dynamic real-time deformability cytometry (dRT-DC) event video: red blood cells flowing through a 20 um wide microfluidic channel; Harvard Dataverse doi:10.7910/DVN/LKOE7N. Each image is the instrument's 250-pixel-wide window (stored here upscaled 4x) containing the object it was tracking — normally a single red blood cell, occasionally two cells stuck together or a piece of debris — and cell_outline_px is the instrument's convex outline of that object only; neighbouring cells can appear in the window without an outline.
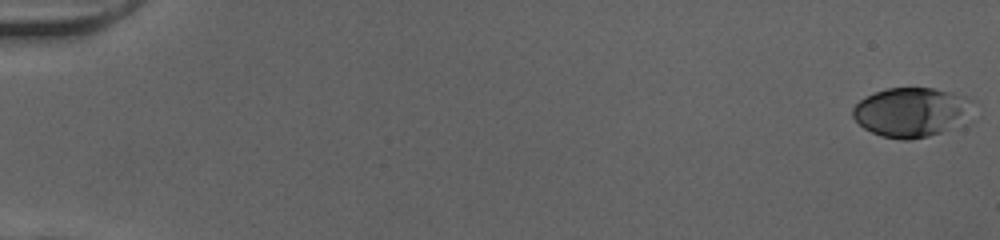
{"species": "human", "species_latin": "Homo sapiens", "temperature_condition": "cold", "stored_images_in_passage": 52, "camera_frame_rate_fps": 3000, "um_per_image_px": 0.085, "donor": {"sex": "female"}, "frame": {"image": 1, "passage_image": 1, "time_ms": 0.0, "image_size_px": [1000, 240], "cell_outline_px": [[980, 116], [976, 120], [928, 136], [908, 140], [900, 140], [880, 136], [864, 128], [852, 116], [852, 108], [860, 100], [876, 92], [888, 88], [932, 88], [952, 92], [968, 96], [976, 100]], "centroid_in_image_um": [77.69, 9.54], "position_along_channel_um": 7.3, "area_um2": 36.07}}
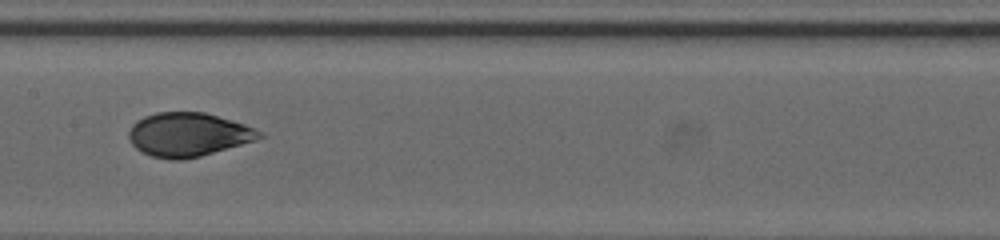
{"frame": {"image": 2, "passage_image": 28, "time_ms": 9.0, "image_size_px": [1000, 240], "cell_outline_px": [[264, 136], [256, 140], [200, 156], [180, 160], [172, 160], [152, 156], [136, 148], [132, 144], [128, 136], [128, 132], [132, 124], [136, 120], [144, 116], [156, 112], [204, 112], [232, 120], [244, 124], [264, 132]], "centroid_in_image_um": [15.99, 11.43], "position_along_channel_um": 191.4, "area_um2": 33.29}}
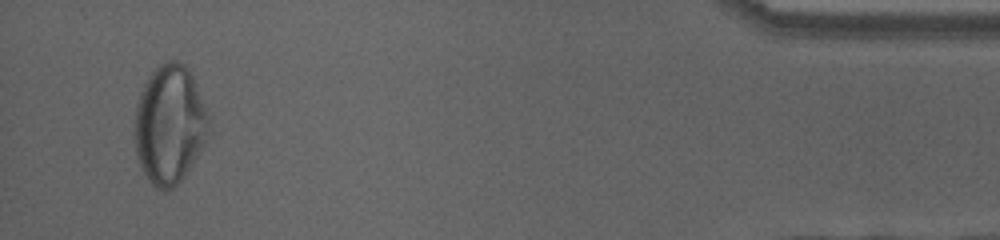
{"frame": {"image": 3, "passage_image": 50, "time_ms": 16.333, "image_size_px": [1000, 240], "cell_outline_px": [[208, 140], [184, 176], [172, 188], [164, 192], [156, 188], [148, 180], [136, 156], [132, 132], [136, 104], [140, 92], [148, 76], [160, 64], [168, 60], [176, 60], [184, 64], [188, 68], [192, 76], [208, 112]], "centroid_in_image_um": [14.39, 10.59], "position_along_channel_um": 420.8, "area_um2": 51.85}, "authors_computed_cell_mechanics": {"area_um2": 33.8419, "velocity_mm_per_s": 4.0367, "shape_relaxation_time_tau1_ms": 4.1813, "shape_relaxation_time_tau2_ms": 0.6983, "deformation_change_tau1": 0.1587, "deformation_change_tau2": 0.0443}}